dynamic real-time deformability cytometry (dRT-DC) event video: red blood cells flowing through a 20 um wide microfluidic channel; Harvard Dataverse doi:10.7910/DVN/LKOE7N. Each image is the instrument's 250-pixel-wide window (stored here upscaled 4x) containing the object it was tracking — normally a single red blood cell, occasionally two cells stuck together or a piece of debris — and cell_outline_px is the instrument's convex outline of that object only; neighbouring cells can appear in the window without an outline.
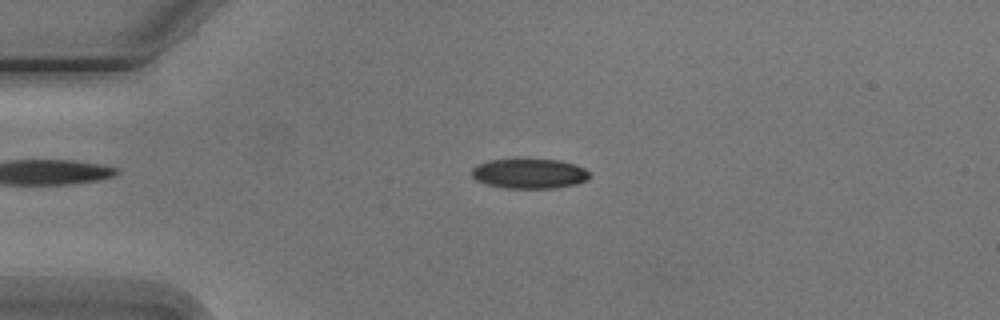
{"species": "Egyptian fruit bat (a non-hibernating species)", "species_latin": "Rousettus aegyptiacus", "temperature_condition": "cold", "stored_images_in_passage": 5, "camera_frame_rate_fps": 3000, "um_per_image_px": 0.085, "animal": {"sex": "male"}, "frame": {"image": 1, "passage_image": 3, "time_ms": 2.333, "image_size_px": [1000, 320], "cell_outline_px": [[592, 176], [588, 180], [576, 184], [552, 188], [504, 188], [484, 184], [476, 180], [472, 176], [472, 168], [476, 164], [488, 160], [560, 160], [576, 164], [584, 168]], "centroid_in_image_um": [44.99, 14.76], "position_along_channel_um": 40.0, "area_um2": 20.58}}
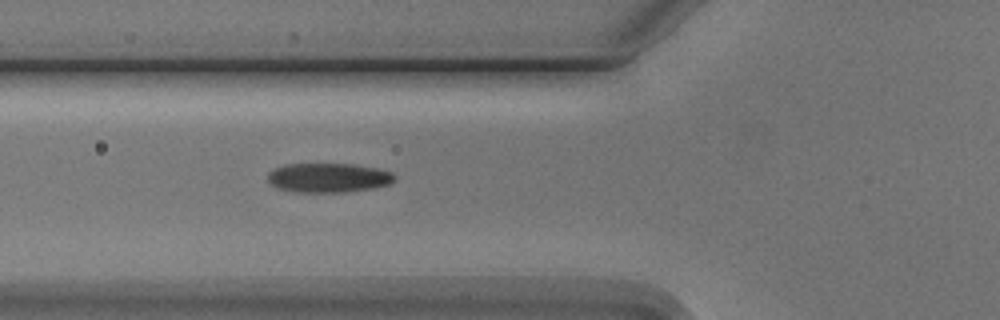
{"frame": {"image": 2, "passage_image": 5, "time_ms": 4.667, "image_size_px": [1000, 320], "cell_outline_px": [[396, 180], [388, 184], [376, 188], [344, 192], [296, 192], [276, 188], [268, 180], [268, 172], [284, 164], [352, 164], [380, 168], [392, 172], [396, 176]], "centroid_in_image_um": [27.95, 15.11], "position_along_channel_um": 97.8, "area_um2": 21.91}}